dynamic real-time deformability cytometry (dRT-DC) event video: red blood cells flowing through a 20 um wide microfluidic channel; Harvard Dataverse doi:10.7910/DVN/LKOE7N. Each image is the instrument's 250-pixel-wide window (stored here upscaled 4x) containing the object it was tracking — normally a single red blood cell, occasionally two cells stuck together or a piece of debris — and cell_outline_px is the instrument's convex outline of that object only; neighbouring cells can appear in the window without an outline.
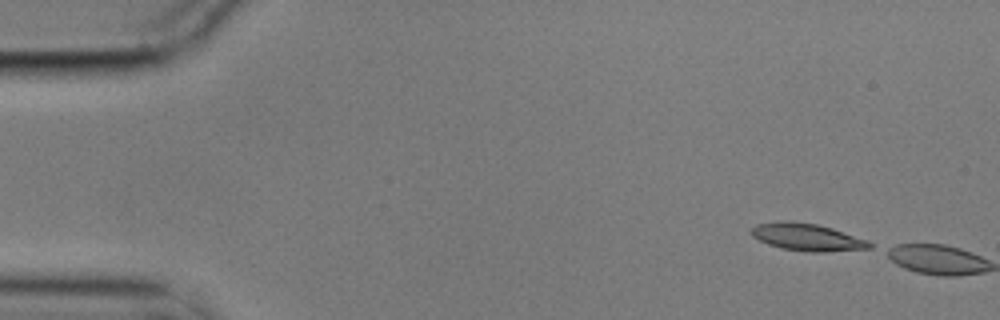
{"species": "common noctule bat (a hibernating species)", "species_latin": "Nyctalus noctula", "temperature_condition": "cold", "stored_images_in_passage": 2, "camera_frame_rate_fps": 3000, "um_per_image_px": 0.085, "animal": {"sex": "male", "body_mass_g": 17.9}, "frame": {"image": 1, "passage_image": 1, "time_ms": 0.0, "image_size_px": [1000, 320], "cell_outline_px": [[872, 248], [824, 252], [812, 252], [780, 248], [768, 244], [752, 236], [752, 228], [756, 224], [784, 220], [792, 220], [816, 224], [832, 228], [868, 240], [872, 244]], "centroid_in_image_um": [68.61, 20.15], "position_along_channel_um": 16.4, "area_um2": 18.79}}